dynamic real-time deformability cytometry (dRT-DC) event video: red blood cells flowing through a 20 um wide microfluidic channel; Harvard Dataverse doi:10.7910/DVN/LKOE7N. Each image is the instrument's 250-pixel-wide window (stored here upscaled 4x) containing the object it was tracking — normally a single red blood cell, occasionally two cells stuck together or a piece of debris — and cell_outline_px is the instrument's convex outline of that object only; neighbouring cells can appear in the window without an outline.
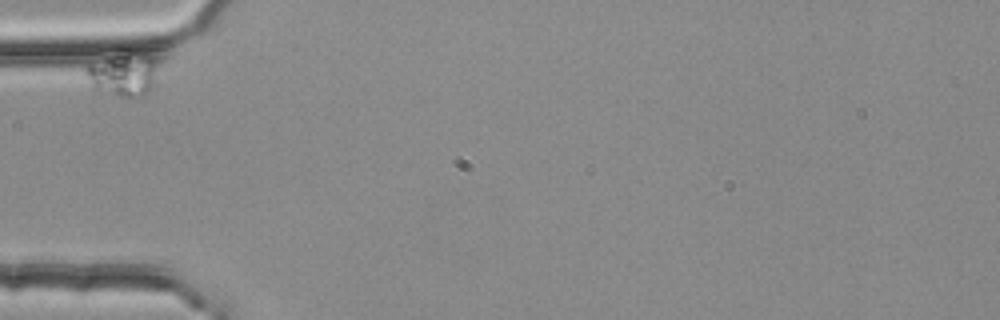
{"species": "common noctule bat (a hibernating species)", "species_latin": "Nyctalus noctula", "temperature_condition": "room temperature", "stored_images_in_passage": 2, "camera_frame_rate_fps": 3000, "um_per_image_px": 0.085, "animal": {"sex": "female", "body_mass_g": 25.1}, "frame": {"image": 1, "passage_image": 1, "time_ms": 0.0, "image_size_px": [1000, 320], "cell_outline_px": [[156, 76], [148, 92], [144, 96], [120, 96], [96, 88], [92, 84], [84, 72], [84, 68], [88, 64], [116, 48], [128, 48], [148, 52], [156, 60]], "centroid_in_image_um": [10.47, 6.14], "position_along_channel_um": 74.5, "area_um2": 19.31}}